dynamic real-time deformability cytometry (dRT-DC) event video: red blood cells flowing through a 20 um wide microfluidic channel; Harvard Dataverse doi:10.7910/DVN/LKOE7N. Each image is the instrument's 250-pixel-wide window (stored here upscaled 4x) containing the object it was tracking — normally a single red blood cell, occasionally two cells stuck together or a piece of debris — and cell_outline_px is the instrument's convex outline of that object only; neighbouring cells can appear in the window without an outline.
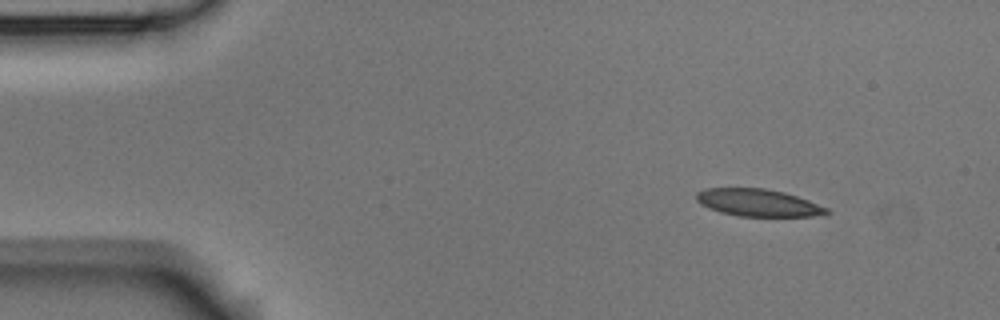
{"species": "Egyptian fruit bat (a non-hibernating species)", "species_latin": "Rousettus aegyptiacus", "temperature_condition": "room temperature", "stored_images_in_passage": 4, "camera_frame_rate_fps": 3000, "um_per_image_px": 0.085, "animal": {"sex": "male"}, "frame": {"image": 1, "passage_image": 1, "time_ms": 0.0, "image_size_px": [1000, 320], "cell_outline_px": [[832, 212], [828, 216], [740, 216], [720, 212], [708, 208], [700, 204], [696, 200], [696, 192], [704, 188], [764, 188], [784, 192], [808, 200], [828, 208]], "centroid_in_image_um": [64.46, 17.23], "position_along_channel_um": 20.5, "area_um2": 20.92}}
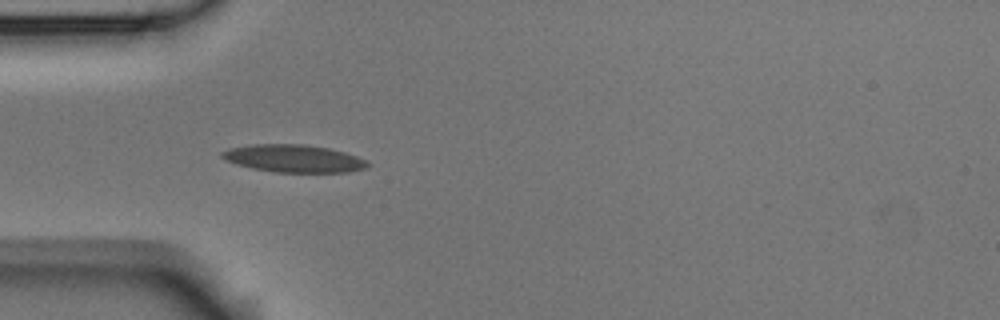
{"frame": {"image": 2, "passage_image": 3, "time_ms": 3.333, "image_size_px": [1000, 320], "cell_outline_px": [[372, 164], [368, 168], [348, 172], [276, 172], [252, 168], [236, 164], [220, 156], [220, 152], [228, 148], [252, 144], [304, 144], [328, 148], [344, 152], [368, 160]], "centroid_in_image_um": [25.0, 13.47], "position_along_channel_um": 60.0, "area_um2": 23.52}}
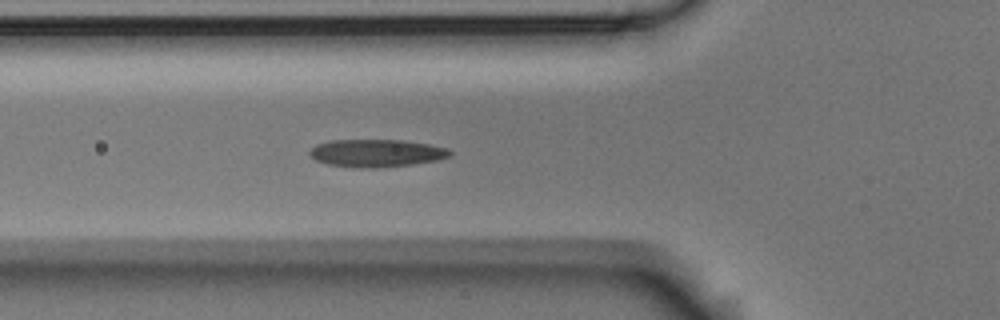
{"frame": {"image": 3, "passage_image": 4, "time_ms": 4.333, "image_size_px": [1000, 320], "cell_outline_px": [[452, 156], [436, 160], [412, 164], [376, 168], [356, 168], [328, 164], [316, 160], [308, 152], [316, 144], [328, 140], [400, 140], [428, 144], [448, 148], [452, 152]], "centroid_in_image_um": [31.99, 13.01], "position_along_channel_um": 93.8, "area_um2": 22.6}}